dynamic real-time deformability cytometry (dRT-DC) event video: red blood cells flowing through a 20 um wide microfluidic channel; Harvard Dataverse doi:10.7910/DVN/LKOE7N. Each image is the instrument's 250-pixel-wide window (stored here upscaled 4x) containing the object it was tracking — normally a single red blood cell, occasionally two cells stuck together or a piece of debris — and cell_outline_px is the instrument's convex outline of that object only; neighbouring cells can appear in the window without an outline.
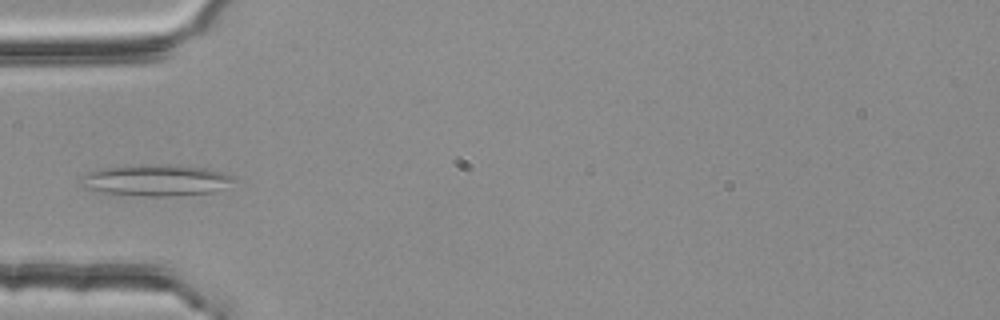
{"species": "common noctule bat (a hibernating species)", "species_latin": "Nyctalus noctula", "temperature_condition": "room temperature", "stored_images_in_passage": 3, "camera_frame_rate_fps": 3000, "um_per_image_px": 0.085, "animal": {"sex": "female", "body_mass_g": 25.1}, "frame": {"image": 1, "passage_image": 3, "time_ms": 0.667, "image_size_px": [1000, 320], "cell_outline_px": [[240, 180], [212, 192], [172, 196], [108, 196], [80, 188], [76, 184], [88, 172], [100, 168], [124, 164], [172, 164], [204, 168], [220, 172], [232, 176]], "centroid_in_image_um": [13.08, 15.33], "position_along_channel_um": 71.9, "area_um2": 29.3}}